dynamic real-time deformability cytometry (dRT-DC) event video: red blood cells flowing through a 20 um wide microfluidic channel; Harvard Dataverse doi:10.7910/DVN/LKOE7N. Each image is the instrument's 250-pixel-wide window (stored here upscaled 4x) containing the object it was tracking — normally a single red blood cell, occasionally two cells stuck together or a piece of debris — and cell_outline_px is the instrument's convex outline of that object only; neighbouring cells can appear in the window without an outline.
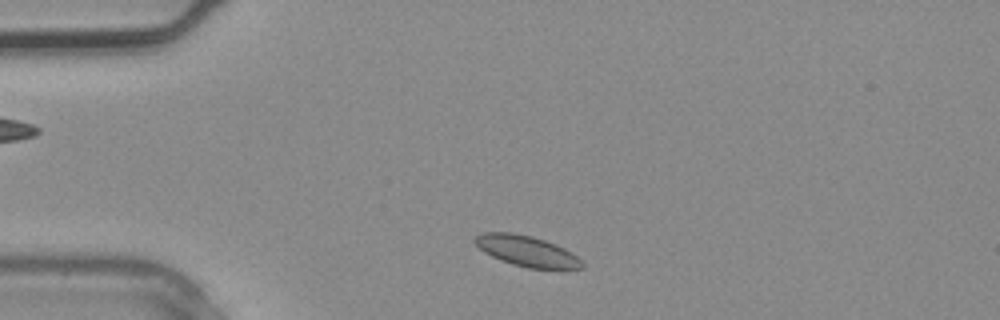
{"species": "common noctule bat (a hibernating species)", "species_latin": "Nyctalus noctula", "temperature_condition": "warm", "stored_images_in_passage": 2, "camera_frame_rate_fps": 3000, "um_per_image_px": 0.085, "animal": {"sex": "male", "body_mass_g": 20.4}, "frame": {"image": 1, "passage_image": 2, "time_ms": 0.333, "image_size_px": [1000, 320], "cell_outline_px": [[584, 268], [528, 268], [512, 264], [500, 260], [484, 252], [472, 240], [476, 236], [484, 232], [512, 232], [532, 236], [556, 244], [572, 252], [584, 260]], "centroid_in_image_um": [44.79, 21.33], "position_along_channel_um": 40.2, "area_um2": 19.19}}